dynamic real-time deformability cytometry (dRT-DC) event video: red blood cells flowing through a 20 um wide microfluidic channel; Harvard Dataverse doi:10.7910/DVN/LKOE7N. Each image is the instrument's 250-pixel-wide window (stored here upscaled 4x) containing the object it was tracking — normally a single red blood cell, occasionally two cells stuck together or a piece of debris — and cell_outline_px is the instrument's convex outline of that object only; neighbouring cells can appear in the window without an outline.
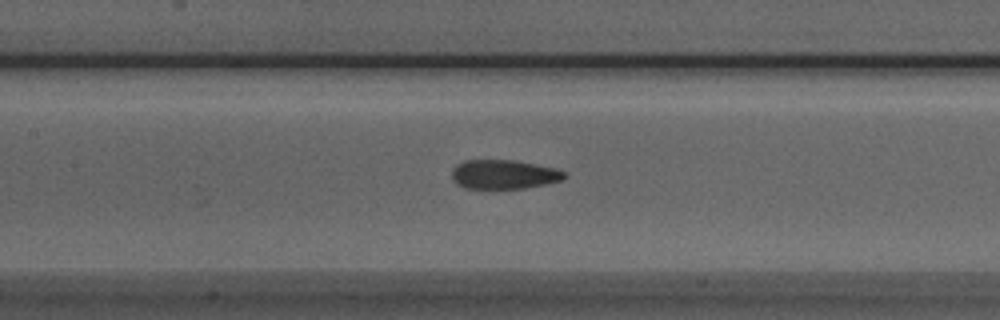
{"species": "Egyptian fruit bat (a non-hibernating species)", "species_latin": "Rousettus aegyptiacus", "temperature_condition": "room temperature", "stored_images_in_passage": 33, "camera_frame_rate_fps": 3000, "um_per_image_px": 0.085, "animal": {"sex": "male"}, "frame": {"image": 1, "passage_image": 9, "time_ms": 2.667, "image_size_px": [1000, 320], "cell_outline_px": [[568, 176], [560, 180], [544, 184], [524, 188], [464, 188], [456, 184], [452, 180], [452, 168], [456, 164], [464, 160], [512, 160], [556, 168], [568, 172]], "centroid_in_image_um": [42.81, 14.82], "position_along_channel_um": 164.6, "area_um2": 19.19}}
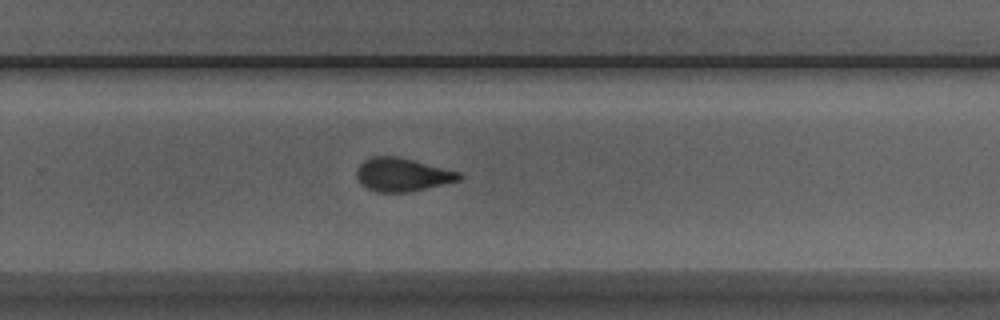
{"frame": {"image": 2, "passage_image": 19, "time_ms": 6.0, "image_size_px": [1000, 320], "cell_outline_px": [[464, 176], [460, 180], [444, 184], [408, 192], [376, 192], [368, 188], [356, 176], [356, 168], [364, 160], [372, 156], [396, 156], [460, 172]], "centroid_in_image_um": [34.2, 14.84], "position_along_channel_um": 295.6, "area_um2": 19.71}}
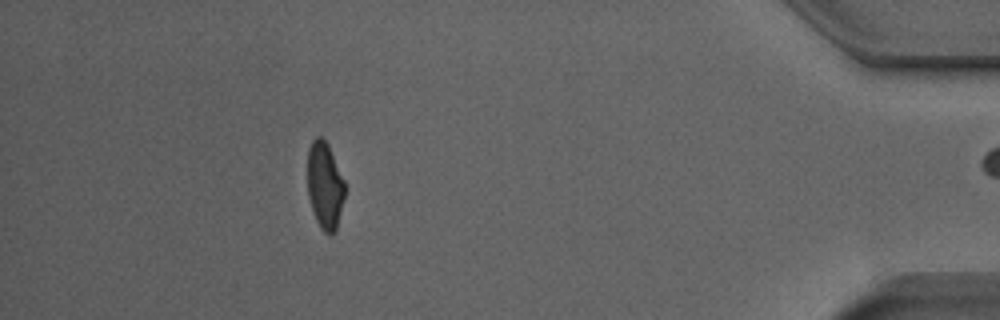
{"frame": {"image": 3, "passage_image": 32, "time_ms": 10.333, "image_size_px": [1000, 320], "cell_outline_px": [[344, 196], [336, 228], [332, 236], [324, 232], [320, 228], [312, 212], [308, 196], [308, 148], [312, 140], [316, 136], [320, 136], [328, 144], [344, 180]], "centroid_in_image_um": [27.59, 15.77], "position_along_channel_um": 407.6, "area_um2": 18.84}, "authors_computed_cell_mechanics": {"area_um2": 19.8832, "velocity_mm_per_s": 3.945, "shape_relaxation_time_tau1_ms": 3.9063, "shape_relaxation_time_tau2_ms": 1.9184, "deformation_change_tau1": 0.1695, "deformation_change_tau2": 0.1024}}